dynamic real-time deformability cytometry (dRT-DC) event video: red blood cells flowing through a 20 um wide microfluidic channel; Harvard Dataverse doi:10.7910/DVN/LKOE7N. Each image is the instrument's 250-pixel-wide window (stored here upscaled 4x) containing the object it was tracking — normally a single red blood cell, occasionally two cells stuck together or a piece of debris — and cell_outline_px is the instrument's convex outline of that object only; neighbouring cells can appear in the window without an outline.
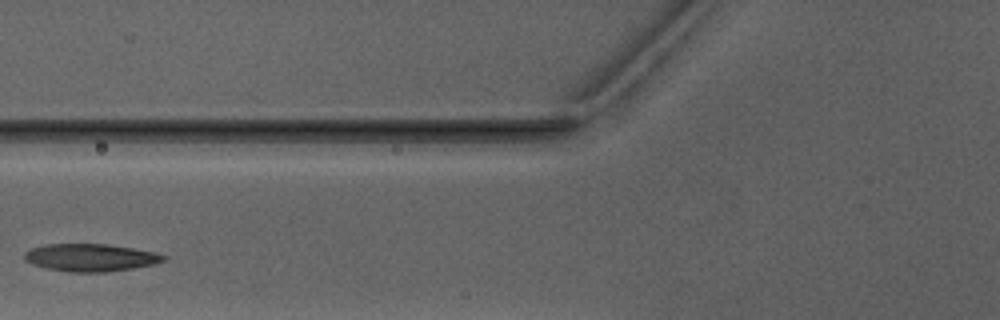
{"species": "Egyptian fruit bat (a non-hibernating species)", "species_latin": "Rousettus aegyptiacus", "temperature_condition": "warm", "stored_images_in_passage": 2, "camera_frame_rate_fps": 3000, "um_per_image_px": 0.085, "animal": {"sex": "male"}, "frame": {"image": 1, "passage_image": 2, "time_ms": 1.333, "image_size_px": [1000, 320], "cell_outline_px": [[168, 256], [164, 260], [152, 264], [132, 268], [104, 272], [68, 272], [44, 268], [32, 264], [24, 260], [24, 252], [32, 248], [44, 244], [108, 244], [156, 252]], "centroid_in_image_um": [7.65, 21.89], "position_along_channel_um": 118.1, "area_um2": 22.37}}